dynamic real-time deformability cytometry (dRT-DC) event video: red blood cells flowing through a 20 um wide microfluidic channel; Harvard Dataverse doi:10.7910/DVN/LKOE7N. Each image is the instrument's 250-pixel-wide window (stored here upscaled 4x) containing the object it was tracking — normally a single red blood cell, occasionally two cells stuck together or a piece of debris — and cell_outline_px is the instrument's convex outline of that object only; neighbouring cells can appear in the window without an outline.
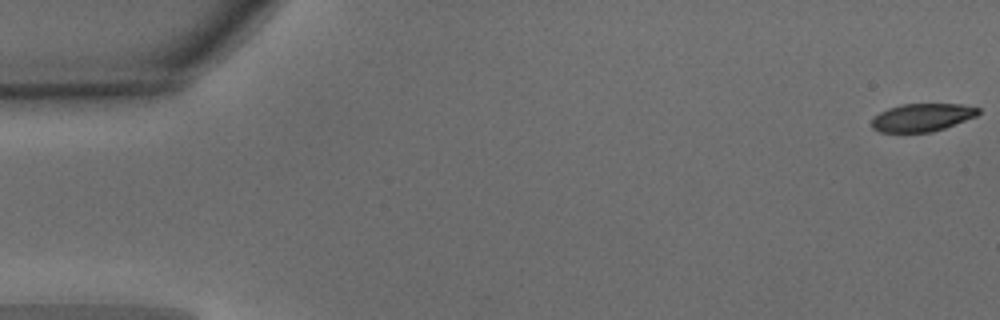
{"species": "common noctule bat (a hibernating species)", "species_latin": "Nyctalus noctula", "temperature_condition": "warm", "stored_images_in_passage": 52, "camera_frame_rate_fps": 3000, "um_per_image_px": 0.085, "animal": {"sex": "male", "body_mass_g": 15.6}, "frame": {"image": 1, "passage_image": 1, "time_ms": 0.0, "image_size_px": [1000, 320], "cell_outline_px": [[980, 112], [976, 116], [944, 128], [932, 132], [880, 132], [872, 128], [872, 120], [880, 112], [888, 108], [900, 104], [960, 104], [980, 108]], "centroid_in_image_um": [78.38, 9.98], "position_along_channel_um": 6.6, "area_um2": 17.22}}
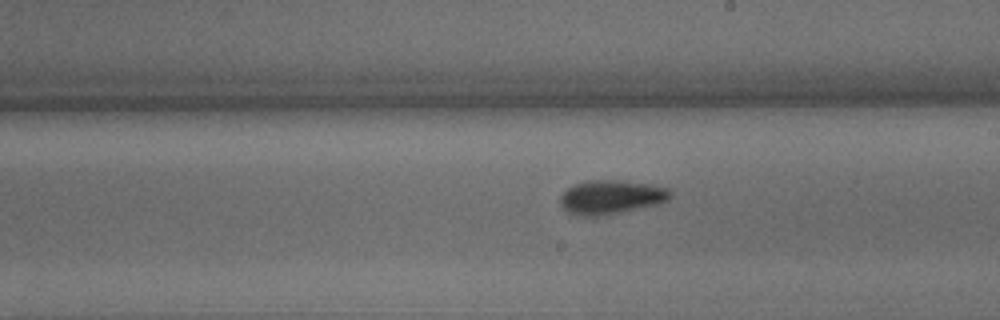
{"frame": {"image": 2, "passage_image": 30, "time_ms": 9.667, "image_size_px": [1000, 320], "cell_outline_px": [[672, 196], [668, 200], [656, 204], [608, 216], [576, 216], [568, 212], [560, 204], [560, 196], [572, 184], [588, 180], [620, 180], [652, 184], [668, 188], [672, 192]], "centroid_in_image_um": [51.94, 16.76], "position_along_channel_um": 237.1, "area_um2": 22.2}}
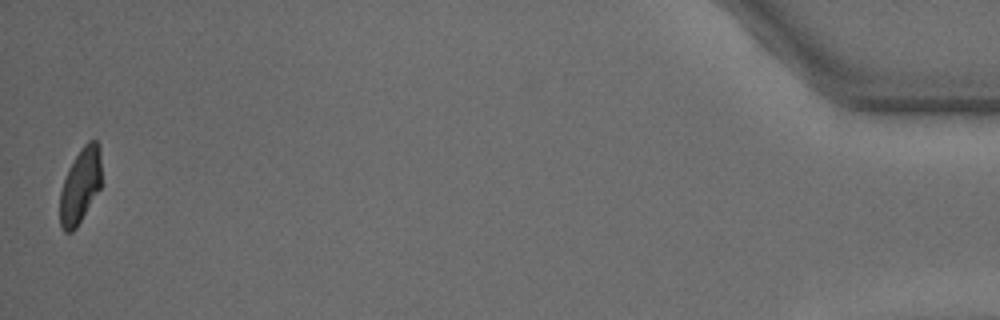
{"frame": {"image": 3, "passage_image": 52, "time_ms": 17.0, "image_size_px": [1000, 320], "cell_outline_px": [[100, 188], [76, 228], [72, 232], [64, 232], [60, 224], [60, 192], [64, 180], [80, 148], [88, 140], [96, 140], [100, 144]], "centroid_in_image_um": [6.82, 15.79], "position_along_channel_um": 428.4, "area_um2": 17.86}, "authors_computed_cell_mechanics": {"area_um2": 20.0277, "velocity_mm_per_s": 3.8768, "shape_relaxation_time_tau1_ms": 2.6597, "shape_relaxation_time_tau2_ms": 2.2061, "deformation_change_tau1": 0.1363, "deformation_change_tau2": 0.0802}}